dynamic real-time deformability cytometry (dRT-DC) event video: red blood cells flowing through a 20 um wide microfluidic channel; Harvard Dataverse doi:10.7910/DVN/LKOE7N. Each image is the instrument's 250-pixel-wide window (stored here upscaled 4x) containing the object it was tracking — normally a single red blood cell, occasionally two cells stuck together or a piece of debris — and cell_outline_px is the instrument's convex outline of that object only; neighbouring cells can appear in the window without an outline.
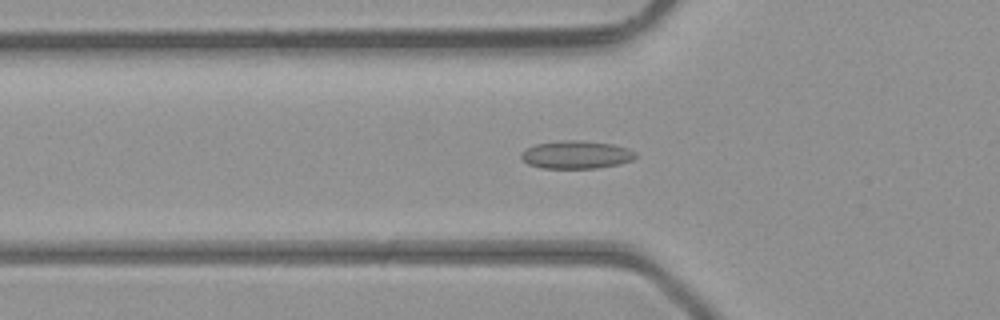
{"species": "common noctule bat (a hibernating species)", "species_latin": "Nyctalus noctula", "temperature_condition": "room temperature", "stored_images_in_passage": 47, "camera_frame_rate_fps": 3000, "um_per_image_px": 0.085, "animal": {"sex": "male", "body_mass_g": 23.1, "forearm_length_mm": 52.7}, "frame": {"image": 1, "passage_image": 15, "time_ms": 4.667, "image_size_px": [1000, 320], "cell_outline_px": [[636, 156], [632, 160], [620, 164], [596, 168], [540, 168], [528, 164], [520, 156], [520, 152], [536, 144], [568, 140], [576, 140], [612, 144], [628, 148], [636, 152]], "centroid_in_image_um": [48.99, 13.16], "position_along_channel_um": 76.8, "area_um2": 18.5}}
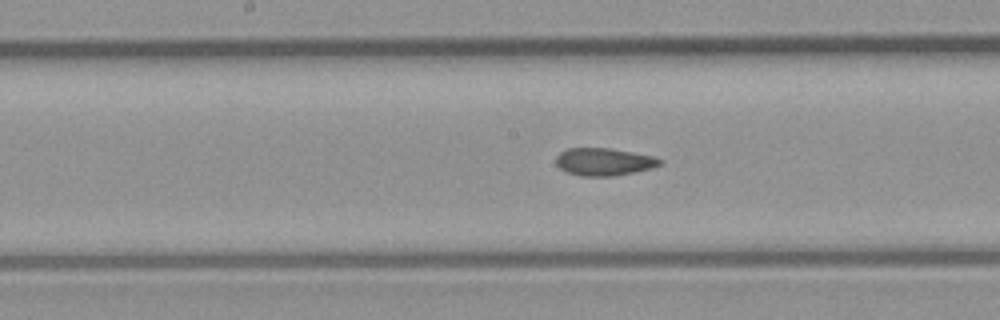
{"frame": {"image": 2, "passage_image": 23, "time_ms": 7.333, "image_size_px": [1000, 320], "cell_outline_px": [[664, 160], [660, 164], [652, 168], [612, 176], [580, 176], [568, 172], [560, 168], [556, 164], [556, 156], [560, 152], [568, 148], [612, 148], [656, 156]], "centroid_in_image_um": [51.36, 13.74], "position_along_channel_um": 196.8, "area_um2": 16.76}}
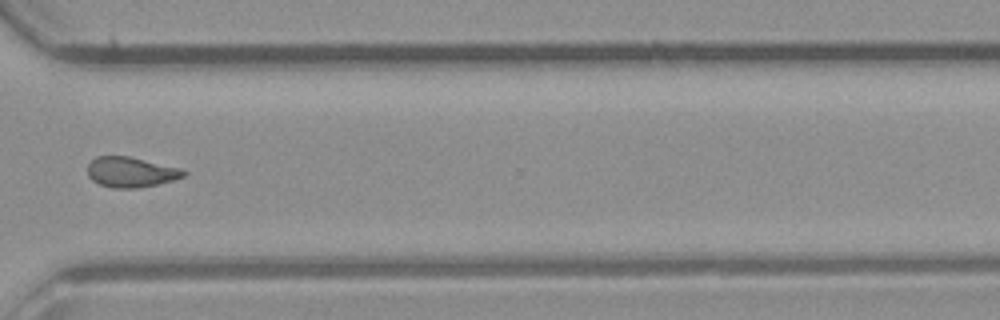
{"frame": {"image": 3, "passage_image": 34, "time_ms": 11.0, "image_size_px": [1000, 320], "cell_outline_px": [[188, 176], [156, 184], [136, 188], [112, 188], [100, 184], [92, 180], [88, 176], [88, 164], [96, 156], [128, 156], [180, 168], [188, 172]], "centroid_in_image_um": [11.13, 14.63], "position_along_channel_um": 359.5, "area_um2": 16.88}, "authors_computed_cell_mechanics": {"area_um2": 17.1666, "velocity_mm_per_s": 4.4462, "shape_relaxation_time_tau1_ms": null, "shape_relaxation_time_tau2_ms": 2.1121, "deformation_change_tau1": null, "deformation_change_tau2": 0.0826}}